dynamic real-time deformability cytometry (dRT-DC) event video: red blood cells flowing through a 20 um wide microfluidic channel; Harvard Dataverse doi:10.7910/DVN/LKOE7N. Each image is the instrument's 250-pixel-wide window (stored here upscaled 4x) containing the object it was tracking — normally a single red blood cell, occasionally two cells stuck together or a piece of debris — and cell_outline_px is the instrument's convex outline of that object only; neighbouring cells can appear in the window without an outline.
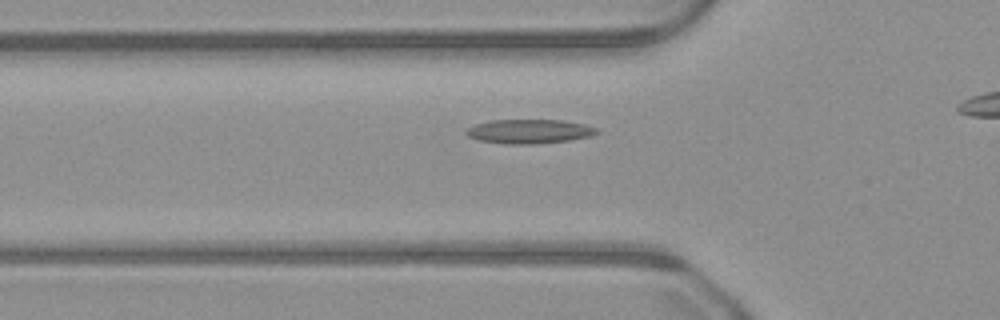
{"species": "common noctule bat (a hibernating species)", "species_latin": "Nyctalus noctula", "temperature_condition": "warm", "stored_images_in_passage": 26, "camera_frame_rate_fps": 3000, "um_per_image_px": 0.085, "animal": {"sex": "male", "body_mass_g": 23.1, "forearm_length_mm": 52.7}, "frame": {"image": 1, "passage_image": 2, "time_ms": 0.333, "image_size_px": [1000, 320], "cell_outline_px": [[600, 132], [592, 136], [572, 140], [536, 144], [504, 144], [476, 140], [468, 136], [464, 132], [468, 128], [476, 124], [488, 120], [564, 120], [584, 124], [596, 128]], "centroid_in_image_um": [44.99, 11.17], "position_along_channel_um": 80.8, "area_um2": 18.67}}
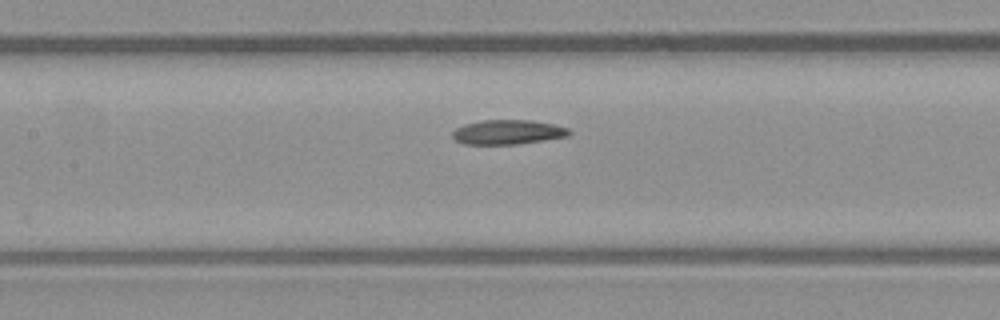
{"frame": {"image": 2, "passage_image": 8, "time_ms": 2.333, "image_size_px": [1000, 320], "cell_outline_px": [[572, 132], [568, 136], [544, 140], [516, 144], [464, 144], [456, 140], [452, 136], [452, 132], [456, 128], [464, 124], [480, 120], [532, 120], [552, 124], [568, 128]], "centroid_in_image_um": [43.15, 11.22], "position_along_channel_um": 164.2, "area_um2": 16.65}}
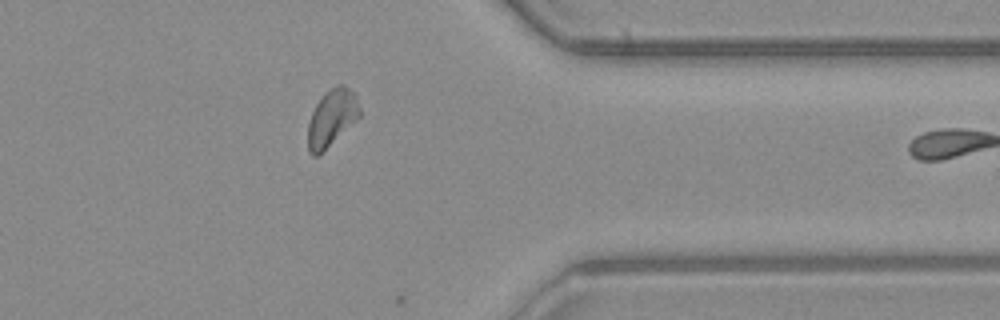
{"frame": {"image": 3, "passage_image": 25, "time_ms": 8.0, "image_size_px": [1000, 320], "cell_outline_px": [[360, 116], [356, 120], [316, 156], [312, 156], [308, 152], [308, 124], [312, 112], [316, 104], [324, 92], [336, 84], [344, 84], [356, 92], [360, 108]], "centroid_in_image_um": [28.21, 9.94], "position_along_channel_um": 383.2, "area_um2": 17.05}}